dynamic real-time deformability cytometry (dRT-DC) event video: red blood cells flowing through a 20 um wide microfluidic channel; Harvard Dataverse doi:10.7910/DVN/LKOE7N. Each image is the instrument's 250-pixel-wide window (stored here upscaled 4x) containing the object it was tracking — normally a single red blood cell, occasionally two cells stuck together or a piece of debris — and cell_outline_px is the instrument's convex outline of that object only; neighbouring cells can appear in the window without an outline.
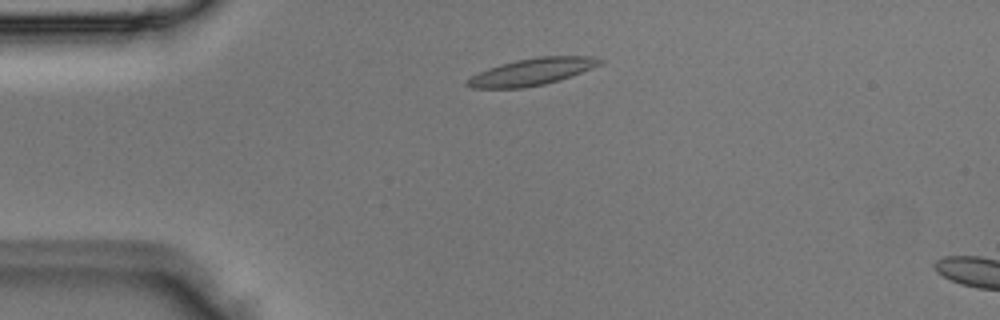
{"species": "Egyptian fruit bat (a non-hibernating species)", "species_latin": "Rousettus aegyptiacus", "temperature_condition": "room temperature", "stored_images_in_passage": 3, "camera_frame_rate_fps": 3000, "um_per_image_px": 0.085, "animal": {"sex": "male"}, "frame": {"image": 1, "passage_image": 2, "time_ms": 0.333, "image_size_px": [1000, 320], "cell_outline_px": [[604, 60], [600, 64], [560, 80], [544, 84], [524, 88], [472, 88], [464, 84], [464, 80], [488, 68], [500, 64], [516, 60], [540, 56], [592, 56]], "centroid_in_image_um": [45.17, 6.1], "position_along_channel_um": 39.8, "area_um2": 20.69}}